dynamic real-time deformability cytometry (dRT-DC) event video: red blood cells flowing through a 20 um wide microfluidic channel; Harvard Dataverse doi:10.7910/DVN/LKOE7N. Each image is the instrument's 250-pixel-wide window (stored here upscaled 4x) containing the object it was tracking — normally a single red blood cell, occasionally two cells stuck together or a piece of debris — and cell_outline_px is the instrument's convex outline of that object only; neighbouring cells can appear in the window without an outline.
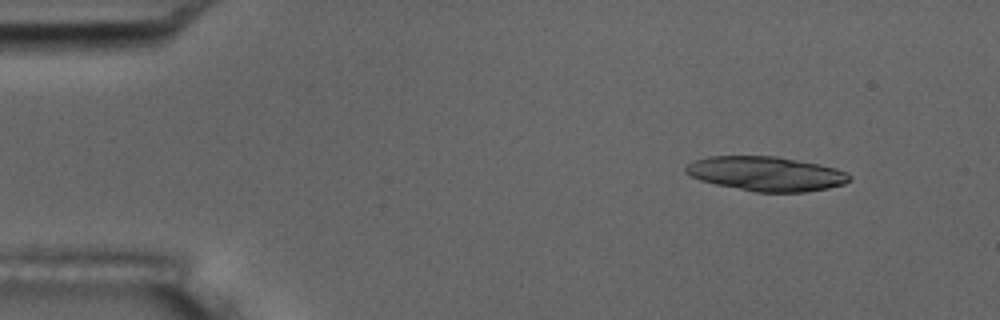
{"species": "common noctule bat (a hibernating species)", "species_latin": "Nyctalus noctula", "temperature_condition": "room temperature", "stored_images_in_passage": 6, "camera_frame_rate_fps": 3000, "um_per_image_px": 0.085, "animal": {"sex": "male", "body_mass_g": 17.5, "forearm_length_mm": 52.3}, "frame": {"image": 1, "passage_image": 2, "time_ms": 1.0, "image_size_px": [1000, 320], "cell_outline_px": [[852, 180], [844, 184], [828, 188], [804, 192], [756, 192], [716, 184], [700, 180], [684, 172], [684, 168], [692, 160], [708, 156], [776, 156], [836, 168], [848, 172], [852, 176]], "centroid_in_image_um": [65.13, 14.76], "position_along_channel_um": 19.9, "area_um2": 32.89}}